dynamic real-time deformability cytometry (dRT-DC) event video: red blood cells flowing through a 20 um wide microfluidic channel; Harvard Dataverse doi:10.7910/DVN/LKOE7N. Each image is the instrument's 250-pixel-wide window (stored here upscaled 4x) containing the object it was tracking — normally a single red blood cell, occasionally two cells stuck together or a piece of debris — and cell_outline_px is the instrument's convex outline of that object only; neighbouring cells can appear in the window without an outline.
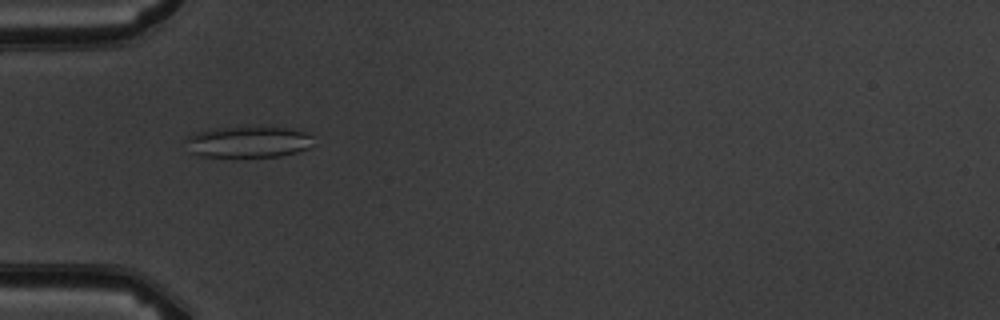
{"species": "common noctule bat (a hibernating species)", "species_latin": "Nyctalus noctula", "temperature_condition": "warm", "stored_images_in_passage": 8, "camera_frame_rate_fps": 3000, "um_per_image_px": 0.085, "animal": {"sex": "male", "body_mass_g": 19.5, "forearm_length_mm": 54.6}, "frame": {"image": 1, "passage_image": 5, "time_ms": 4.667, "image_size_px": [1000, 320], "cell_outline_px": [[316, 144], [308, 148], [296, 152], [280, 156], [200, 156], [192, 152], [184, 140], [192, 132], [212, 128], [244, 124], [260, 124], [288, 128], [304, 132], [312, 136]], "centroid_in_image_um": [21.11, 11.99], "position_along_channel_um": 63.9, "area_um2": 24.33}}
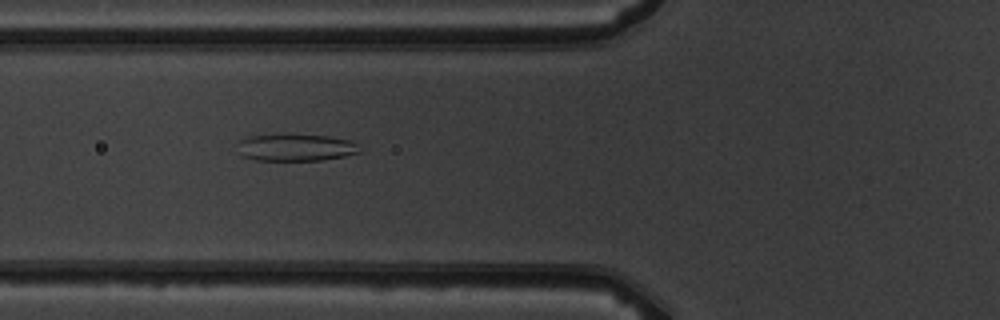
{"frame": {"image": 2, "passage_image": 6, "time_ms": 5.667, "image_size_px": [1000, 320], "cell_outline_px": [[360, 152], [344, 156], [324, 160], [256, 160], [244, 156], [240, 152], [240, 140], [248, 136], [284, 132], [328, 136], [352, 140], [356, 144]], "centroid_in_image_um": [25.15, 12.5], "position_along_channel_um": 100.7, "area_um2": 19.65}}